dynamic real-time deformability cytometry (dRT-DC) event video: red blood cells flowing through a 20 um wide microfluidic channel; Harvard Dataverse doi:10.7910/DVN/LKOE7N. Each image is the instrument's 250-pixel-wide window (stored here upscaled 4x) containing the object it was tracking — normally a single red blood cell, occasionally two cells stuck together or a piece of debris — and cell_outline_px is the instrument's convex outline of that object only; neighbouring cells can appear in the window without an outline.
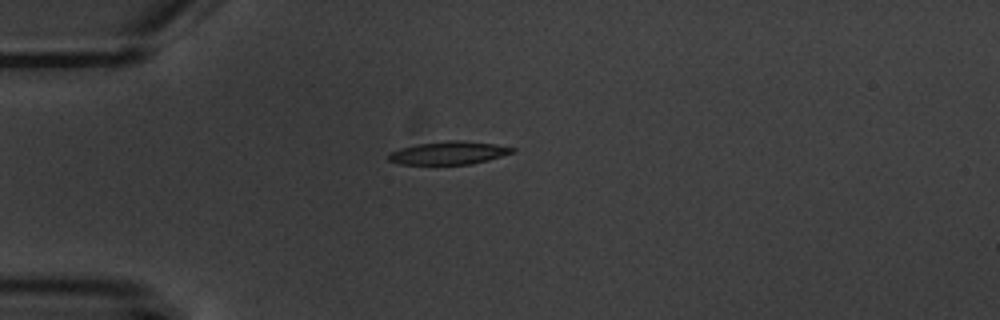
{"species": "common noctule bat (a hibernating species)", "species_latin": "Nyctalus noctula", "temperature_condition": "warm", "stored_images_in_passage": 12, "camera_frame_rate_fps": 3000, "um_per_image_px": 0.085, "animal": {"sex": "male", "body_mass_g": 20.1, "forearm_length_mm": 53.5}, "frame": {"image": 1, "passage_image": 1, "time_ms": 0.0, "image_size_px": [1000, 320], "cell_outline_px": [[516, 152], [488, 160], [472, 164], [400, 164], [388, 160], [388, 152], [400, 148], [416, 144], [448, 140], [456, 140], [496, 144], [516, 148]], "centroid_in_image_um": [38.15, 12.99], "position_along_channel_um": 46.9, "area_um2": 16.7}}
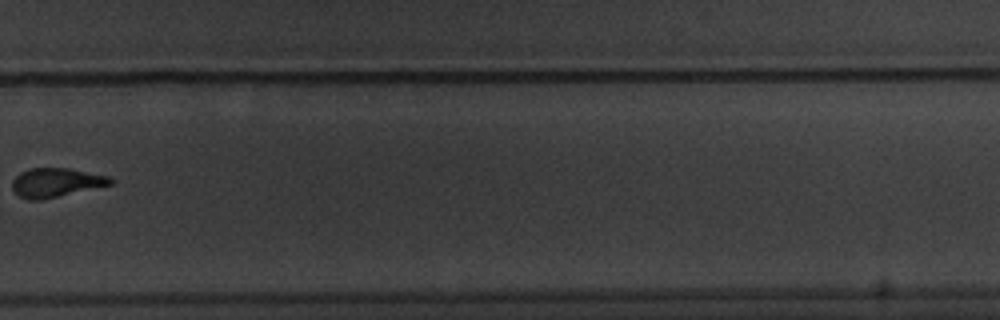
{"frame": {"image": 2, "passage_image": 8, "time_ms": 8.333, "image_size_px": [1000, 320], "cell_outline_px": [[112, 184], [40, 200], [28, 200], [20, 196], [12, 188], [12, 180], [20, 172], [28, 168], [68, 168], [108, 176], [112, 180]], "centroid_in_image_um": [4.71, 15.51], "position_along_channel_um": 325.1, "area_um2": 16.36}}
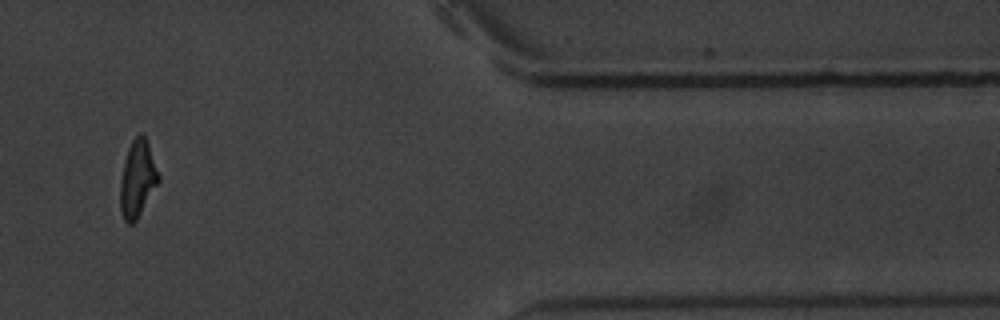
{"frame": {"image": 3, "passage_image": 10, "time_ms": 11.333, "image_size_px": [1000, 320], "cell_outline_px": [[160, 180], [136, 220], [132, 224], [128, 224], [124, 220], [120, 212], [120, 180], [124, 160], [128, 148], [132, 140], [140, 132], [144, 136], [148, 144], [160, 176]], "centroid_in_image_um": [11.67, 15.21], "position_along_channel_um": 399.7, "area_um2": 17.05}, "authors_computed_cell_mechanics": {"area_um2": 17.1666, "velocity_mm_per_s": 3.5713, "shape_relaxation_time_tau1_ms": 7.0376, "shape_relaxation_time_tau2_ms": 3.53, "deformation_change_tau1": 0.2382, "deformation_change_tau2": 0.131}}